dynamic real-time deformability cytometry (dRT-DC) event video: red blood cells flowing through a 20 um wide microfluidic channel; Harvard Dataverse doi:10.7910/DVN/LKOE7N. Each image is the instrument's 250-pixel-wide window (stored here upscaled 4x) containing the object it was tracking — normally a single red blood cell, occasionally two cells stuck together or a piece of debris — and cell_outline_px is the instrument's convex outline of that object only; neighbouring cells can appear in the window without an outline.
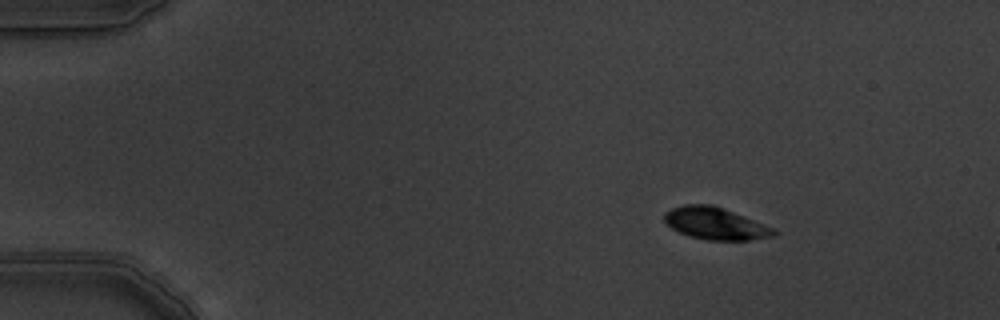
{"species": "common noctule bat (a hibernating species)", "species_latin": "Nyctalus noctula", "temperature_condition": "warm", "stored_images_in_passage": 4, "camera_frame_rate_fps": 3000, "um_per_image_px": 0.085, "animal": {"sex": "male", "body_mass_g": 19.5, "forearm_length_mm": 54.6}, "frame": {"image": 1, "passage_image": 2, "time_ms": 0.333, "image_size_px": [1000, 320], "cell_outline_px": [[780, 232], [776, 236], [752, 240], [708, 240], [688, 236], [672, 228], [664, 220], [664, 212], [672, 208], [684, 204], [712, 204], [744, 216], [764, 224]], "centroid_in_image_um": [60.82, 19.0], "position_along_channel_um": 24.2, "area_um2": 20.52}}